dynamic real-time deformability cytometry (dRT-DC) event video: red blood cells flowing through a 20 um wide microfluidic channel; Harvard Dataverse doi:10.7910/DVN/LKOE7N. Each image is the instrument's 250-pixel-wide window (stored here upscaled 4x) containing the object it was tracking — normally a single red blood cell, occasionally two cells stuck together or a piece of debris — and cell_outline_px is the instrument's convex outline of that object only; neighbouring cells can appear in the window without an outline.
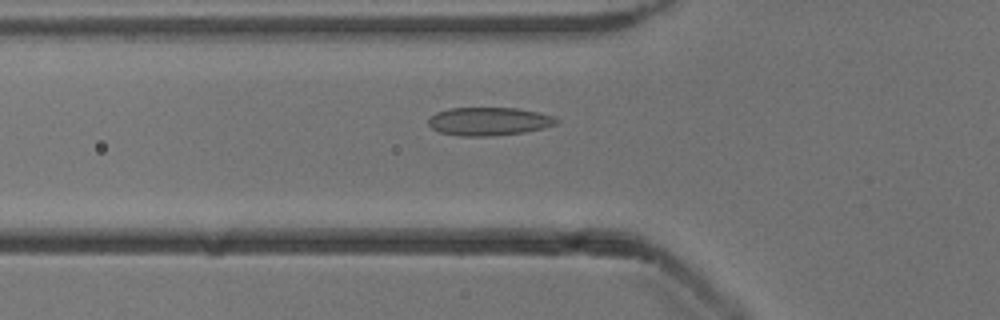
{"species": "common noctule bat (a hibernating species)", "species_latin": "Nyctalus noctula", "temperature_condition": "cold", "stored_images_in_passage": 41, "camera_frame_rate_fps": 3000, "um_per_image_px": 0.085, "animal": {"sex": "male", "body_mass_g": 13.3}, "frame": {"image": 1, "passage_image": 7, "time_ms": 2.0, "image_size_px": [1000, 320], "cell_outline_px": [[560, 120], [556, 124], [544, 128], [524, 132], [492, 136], [460, 136], [440, 132], [432, 128], [428, 124], [428, 116], [436, 112], [448, 108], [516, 108], [540, 112], [556, 116]], "centroid_in_image_um": [41.57, 10.31], "position_along_channel_um": 84.2, "area_um2": 21.33}}
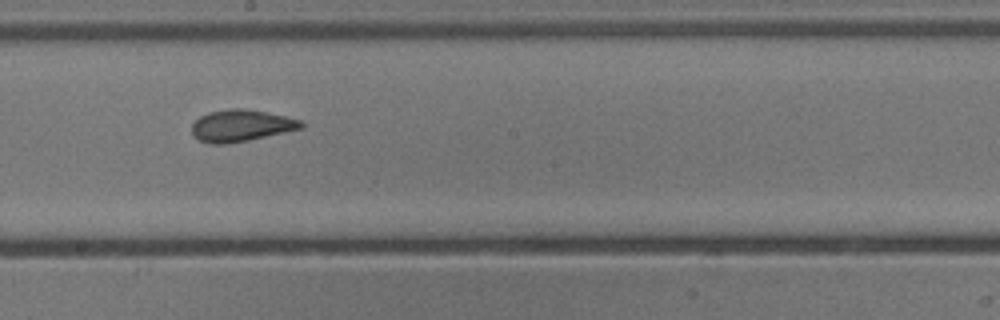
{"frame": {"image": 2, "passage_image": 18, "time_ms": 5.667, "image_size_px": [1000, 320], "cell_outline_px": [[304, 128], [248, 140], [224, 144], [212, 144], [200, 140], [192, 136], [192, 124], [200, 116], [208, 112], [232, 108], [240, 108], [288, 116], [300, 120], [304, 124]], "centroid_in_image_um": [20.49, 10.68], "position_along_channel_um": 227.7, "area_um2": 20.17}}
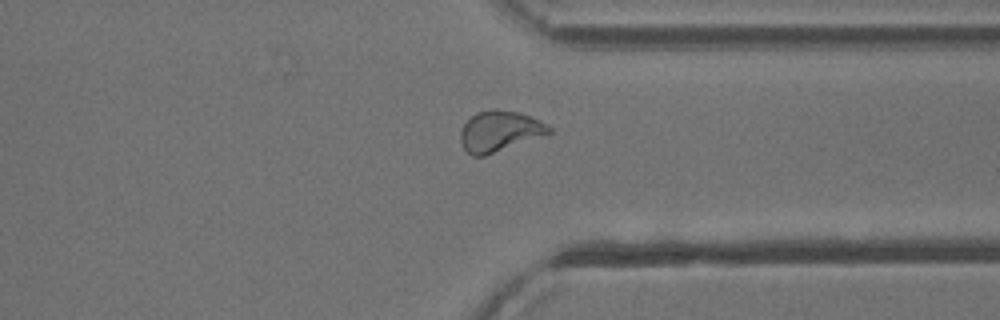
{"frame": {"image": 3, "passage_image": 29, "time_ms": 9.333, "image_size_px": [1000, 320], "cell_outline_px": [[552, 132], [484, 156], [472, 156], [464, 148], [460, 140], [460, 132], [464, 124], [476, 112], [496, 108], [520, 112], [552, 128]], "centroid_in_image_um": [42.42, 11.14], "position_along_channel_um": 369.0, "area_um2": 20.58}, "authors_computed_cell_mechanics": {"area_um2": 20.519, "velocity_mm_per_s": 3.8872, "shape_relaxation_time_tau1_ms": 6.7038, "shape_relaxation_time_tau2_ms": 1.2547, "deformation_change_tau1": 0.154, "deformation_change_tau2": 0.0528}}